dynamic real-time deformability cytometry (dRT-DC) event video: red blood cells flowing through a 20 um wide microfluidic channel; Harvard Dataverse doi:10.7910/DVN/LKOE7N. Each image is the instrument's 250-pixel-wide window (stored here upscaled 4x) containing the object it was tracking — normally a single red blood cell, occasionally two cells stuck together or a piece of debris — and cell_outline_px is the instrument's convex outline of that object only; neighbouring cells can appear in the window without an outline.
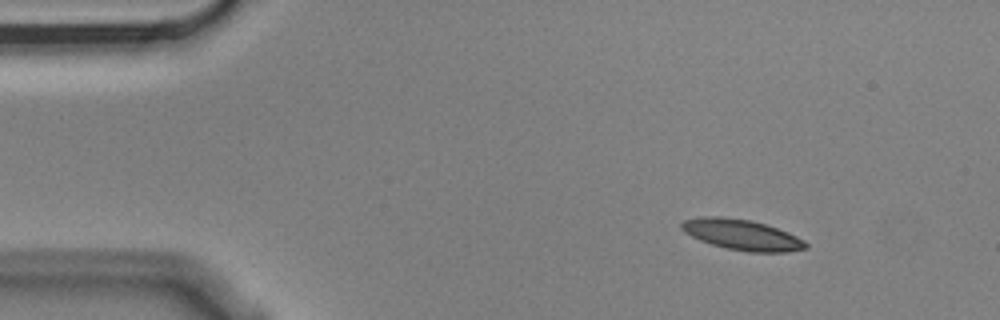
{"species": "Egyptian fruit bat (a non-hibernating species)", "species_latin": "Rousettus aegyptiacus", "temperature_condition": "cold", "stored_images_in_passage": 3, "camera_frame_rate_fps": 3000, "um_per_image_px": 0.085, "animal": {"sex": "male"}, "frame": {"image": 1, "passage_image": 1, "time_ms": 0.0, "image_size_px": [1000, 320], "cell_outline_px": [[808, 248], [788, 252], [748, 252], [728, 248], [712, 244], [700, 240], [684, 232], [680, 228], [680, 224], [684, 220], [700, 216], [720, 216], [752, 220], [788, 232], [804, 240], [808, 244]], "centroid_in_image_um": [63.06, 19.95], "position_along_channel_um": 21.9, "area_um2": 22.14}}